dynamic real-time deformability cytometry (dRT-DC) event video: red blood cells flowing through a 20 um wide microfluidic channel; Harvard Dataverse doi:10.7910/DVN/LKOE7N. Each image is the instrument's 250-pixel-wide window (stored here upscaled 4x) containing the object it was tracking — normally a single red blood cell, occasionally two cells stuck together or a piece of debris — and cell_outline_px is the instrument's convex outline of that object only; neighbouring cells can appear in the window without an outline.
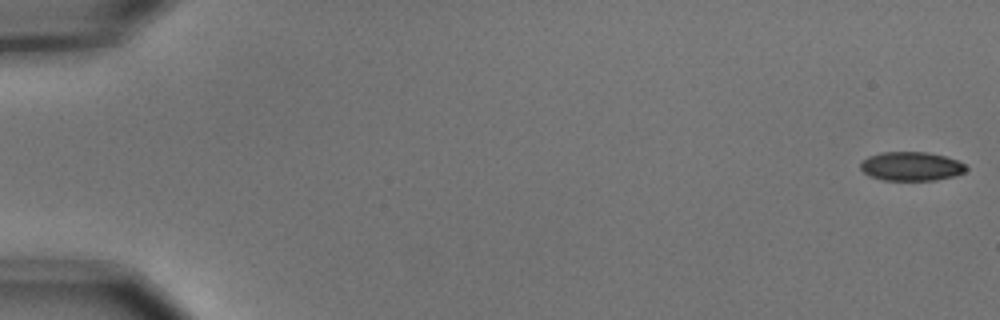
{"species": "common noctule bat (a hibernating species)", "species_latin": "Nyctalus noctula", "temperature_condition": "cold", "stored_images_in_passage": 9, "camera_frame_rate_fps": 3000, "um_per_image_px": 0.085, "animal": {"sex": "male", "body_mass_g": 15.6}, "frame": {"image": 1, "passage_image": 1, "time_ms": 0.0, "image_size_px": [1000, 320], "cell_outline_px": [[968, 168], [964, 172], [952, 176], [936, 180], [884, 180], [868, 176], [860, 168], [860, 160], [868, 156], [880, 152], [928, 152], [944, 156], [956, 160], [964, 164]], "centroid_in_image_um": [77.4, 14.13], "position_along_channel_um": 7.6, "area_um2": 17.86}}
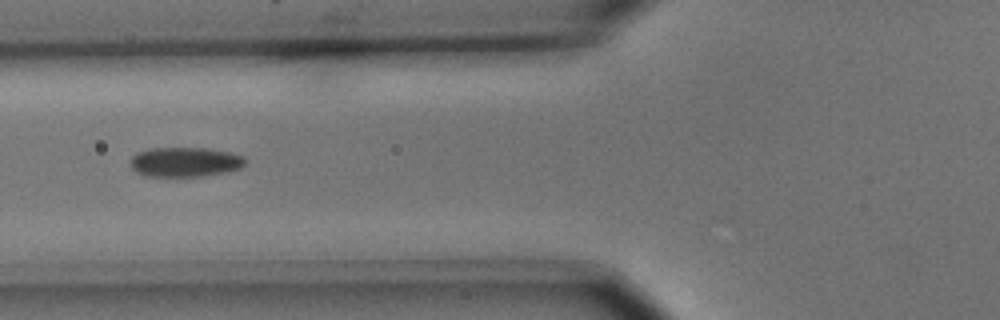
{"frame": {"image": 2, "passage_image": 7, "time_ms": 2.0, "image_size_px": [1000, 320], "cell_outline_px": [[244, 164], [240, 168], [228, 172], [204, 176], [144, 176], [136, 172], [132, 168], [132, 156], [136, 152], [148, 148], [208, 148], [228, 152], [244, 156]], "centroid_in_image_um": [15.72, 13.77], "position_along_channel_um": 110.1, "area_um2": 19.88}}
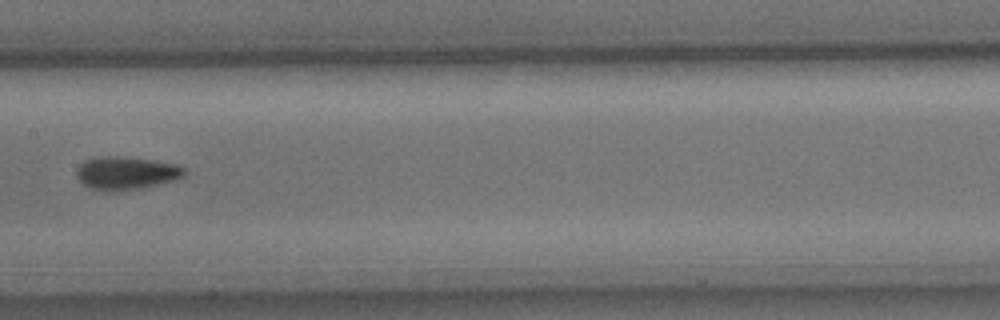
{"frame": {"image": 3, "passage_image": 9, "time_ms": 2.667, "image_size_px": [1000, 320], "cell_outline_px": [[184, 176], [176, 180], [116, 192], [108, 192], [92, 188], [84, 184], [76, 176], [76, 168], [84, 160], [100, 156], [120, 156], [156, 160], [180, 164], [184, 168]], "centroid_in_image_um": [10.72, 14.69], "position_along_channel_um": 196.7, "area_um2": 20.87}}